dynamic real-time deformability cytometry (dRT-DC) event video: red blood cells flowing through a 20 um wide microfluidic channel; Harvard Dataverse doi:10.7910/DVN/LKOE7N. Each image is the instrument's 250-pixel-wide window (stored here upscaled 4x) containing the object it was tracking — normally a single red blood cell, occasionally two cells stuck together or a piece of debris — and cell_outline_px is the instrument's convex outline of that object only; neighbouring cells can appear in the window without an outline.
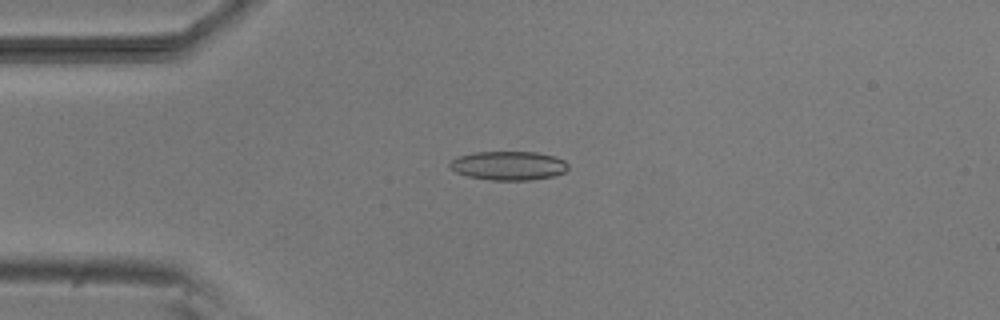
{"species": "common noctule bat (a hibernating species)", "species_latin": "Nyctalus noctula", "temperature_condition": "room temperature", "stored_images_in_passage": 6, "camera_frame_rate_fps": 3000, "um_per_image_px": 0.085, "animal": {"sex": "male", "body_mass_g": 20.5, "forearm_length_mm": 52.5}, "frame": {"image": 1, "passage_image": 4, "time_ms": 3.333, "image_size_px": [1000, 320], "cell_outline_px": [[568, 168], [564, 172], [552, 176], [528, 180], [492, 180], [468, 176], [456, 172], [448, 168], [448, 164], [456, 156], [472, 152], [536, 152], [556, 156], [564, 160], [568, 164]], "centroid_in_image_um": [43.19, 14.07], "position_along_channel_um": 41.8, "area_um2": 20.06}}
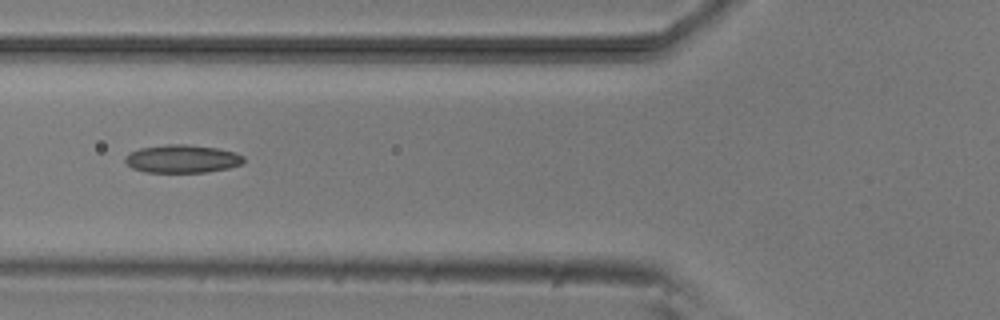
{"frame": {"image": 2, "passage_image": 6, "time_ms": 5.667, "image_size_px": [1000, 320], "cell_outline_px": [[244, 160], [240, 164], [228, 168], [204, 172], [144, 172], [132, 168], [124, 160], [124, 156], [128, 152], [140, 148], [168, 144], [188, 144], [216, 148], [236, 152], [244, 156]], "centroid_in_image_um": [15.45, 13.49], "position_along_channel_um": 110.3, "area_um2": 19.42}}